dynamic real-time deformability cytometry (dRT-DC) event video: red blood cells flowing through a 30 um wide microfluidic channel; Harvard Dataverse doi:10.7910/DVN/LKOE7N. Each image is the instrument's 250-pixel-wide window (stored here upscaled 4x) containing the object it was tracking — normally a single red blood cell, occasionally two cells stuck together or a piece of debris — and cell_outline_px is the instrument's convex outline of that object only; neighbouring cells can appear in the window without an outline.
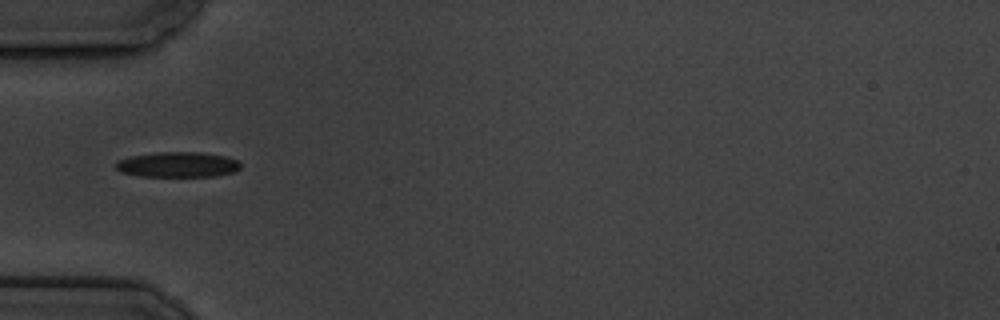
{"species": "common noctule bat (a hibernating species)", "species_latin": "Nyctalus noctula", "temperature_condition": "cold", "stored_images_in_passage": 9, "camera_frame_rate_fps": 3000, "um_per_image_px": 0.085, "animal": {"sex": "male", "body_mass_g": 19.5, "forearm_length_mm": 54.6}, "frame": {"image": 1, "passage_image": 6, "time_ms": 6.0, "image_size_px": [1000, 320], "cell_outline_px": [[240, 168], [232, 172], [216, 176], [140, 176], [120, 172], [116, 168], [116, 160], [132, 156], [160, 152], [200, 152], [228, 156], [240, 160]], "centroid_in_image_um": [15.13, 13.98], "position_along_channel_um": 69.9, "area_um2": 18.44}}
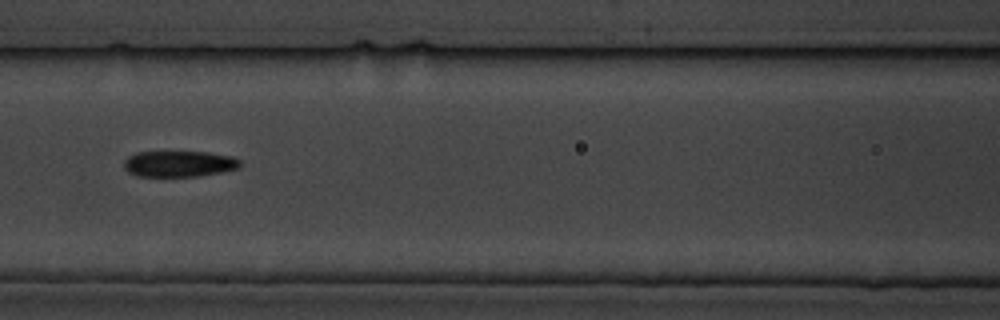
{"frame": {"image": 2, "passage_image": 8, "time_ms": 8.333, "image_size_px": [1000, 320], "cell_outline_px": [[240, 168], [220, 172], [196, 176], [136, 176], [128, 172], [124, 168], [124, 160], [128, 156], [136, 152], [208, 152], [232, 156], [240, 160]], "centroid_in_image_um": [15.2, 13.92], "position_along_channel_um": 151.4, "area_um2": 17.63}}
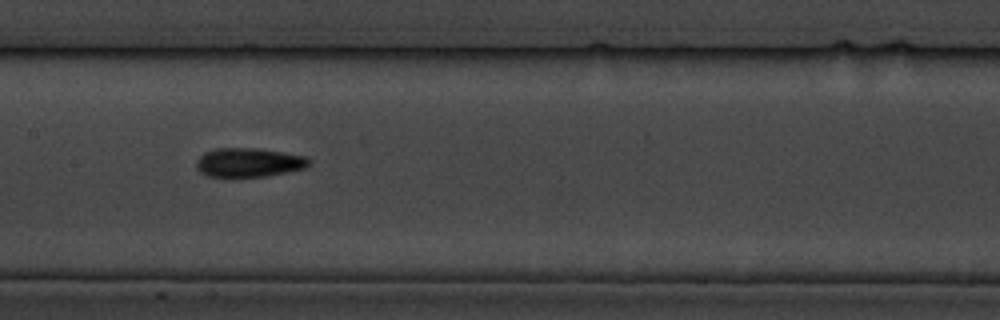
{"frame": {"image": 3, "passage_image": 9, "time_ms": 9.333, "image_size_px": [1000, 320], "cell_outline_px": [[312, 164], [304, 168], [268, 176], [208, 176], [200, 172], [196, 168], [196, 160], [204, 152], [216, 148], [256, 148], [308, 156], [312, 160]], "centroid_in_image_um": [21.18, 13.8], "position_along_channel_um": 186.2, "area_um2": 19.13}}